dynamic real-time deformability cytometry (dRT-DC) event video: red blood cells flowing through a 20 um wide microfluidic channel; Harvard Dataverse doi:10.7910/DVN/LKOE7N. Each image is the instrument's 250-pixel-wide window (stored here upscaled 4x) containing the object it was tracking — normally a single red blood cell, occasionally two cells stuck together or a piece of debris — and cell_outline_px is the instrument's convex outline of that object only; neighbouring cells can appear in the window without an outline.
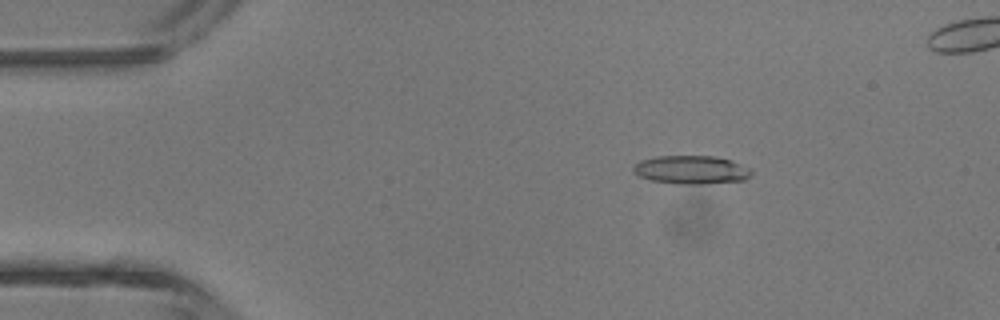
{"species": "common noctule bat (a hibernating species)", "species_latin": "Nyctalus noctula", "temperature_condition": "room temperature", "stored_images_in_passage": 4, "camera_frame_rate_fps": 3000, "um_per_image_px": 0.085, "animal": {"sex": "male", "body_mass_g": 13.3}, "frame": {"image": 1, "passage_image": 2, "time_ms": 1.333, "image_size_px": [1000, 320], "cell_outline_px": [[752, 172], [744, 180], [704, 184], [680, 184], [652, 180], [640, 176], [632, 172], [632, 168], [640, 160], [656, 156], [712, 156], [732, 160], [748, 168]], "centroid_in_image_um": [58.73, 14.43], "position_along_channel_um": 26.3, "area_um2": 19.42}}